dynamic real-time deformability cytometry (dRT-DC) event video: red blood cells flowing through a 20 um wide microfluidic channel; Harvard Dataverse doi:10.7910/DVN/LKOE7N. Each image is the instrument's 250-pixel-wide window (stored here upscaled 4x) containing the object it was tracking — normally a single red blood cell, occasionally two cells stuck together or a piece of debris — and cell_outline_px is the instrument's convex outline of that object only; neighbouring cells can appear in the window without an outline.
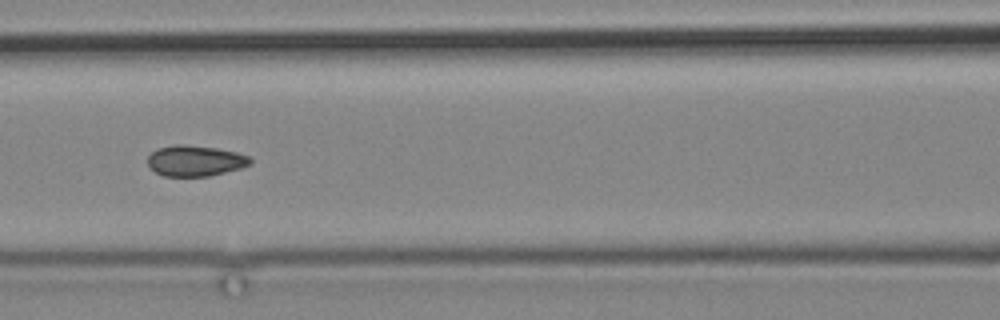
{"species": "common noctule bat (a hibernating species)", "species_latin": "Nyctalus noctula", "temperature_condition": "cold", "stored_images_in_passage": 12, "camera_frame_rate_fps": 3000, "um_per_image_px": 0.085, "animal": {"sex": "male", "body_mass_g": 19.2, "forearm_length_mm": 51.8}, "frame": {"image": 1, "passage_image": 10, "time_ms": 14.667, "image_size_px": [1000, 320], "cell_outline_px": [[252, 164], [240, 168], [208, 176], [164, 176], [148, 168], [148, 156], [156, 148], [176, 144], [184, 144], [216, 148], [236, 152], [248, 156], [252, 160]], "centroid_in_image_um": [16.56, 13.66], "position_along_channel_um": 150.0, "area_um2": 18.44}}
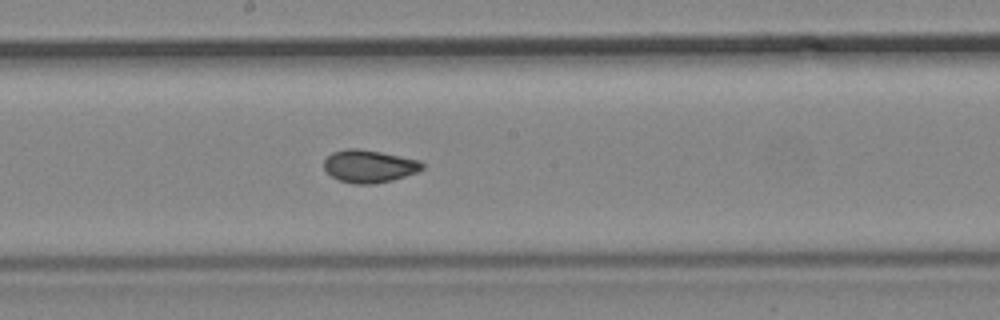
{"frame": {"image": 2, "passage_image": 12, "time_ms": 16.667, "image_size_px": [1000, 320], "cell_outline_px": [[424, 168], [416, 172], [392, 180], [376, 184], [356, 184], [340, 180], [332, 176], [324, 168], [324, 160], [332, 152], [344, 148], [356, 148], [380, 152], [420, 160], [424, 164]], "centroid_in_image_um": [31.37, 14.12], "position_along_channel_um": 216.8, "area_um2": 18.61}}